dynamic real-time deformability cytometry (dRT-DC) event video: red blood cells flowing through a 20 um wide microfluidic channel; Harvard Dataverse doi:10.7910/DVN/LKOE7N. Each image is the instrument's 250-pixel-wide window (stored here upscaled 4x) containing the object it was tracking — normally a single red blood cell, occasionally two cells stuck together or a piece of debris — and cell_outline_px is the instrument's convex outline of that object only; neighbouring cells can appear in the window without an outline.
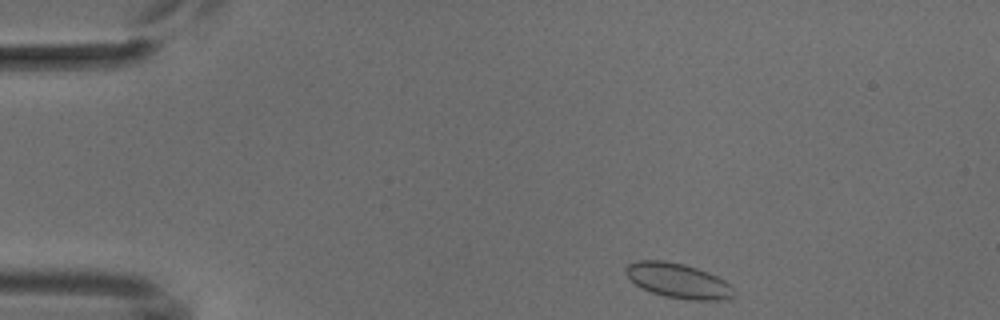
{"species": "common noctule bat (a hibernating species)", "species_latin": "Nyctalus noctula", "temperature_condition": "cold", "stored_images_in_passage": 6, "camera_frame_rate_fps": 3000, "um_per_image_px": 0.085, "animal": {"sex": "male", "body_mass_g": 18.8}, "frame": {"image": 1, "passage_image": 1, "time_ms": 0.0, "image_size_px": [1000, 320], "cell_outline_px": [[736, 296], [724, 300], [688, 300], [664, 296], [652, 292], [636, 284], [624, 272], [624, 268], [628, 264], [636, 260], [664, 260], [684, 264], [708, 272], [724, 280], [736, 292]], "centroid_in_image_um": [57.65, 23.86], "position_along_channel_um": 27.3, "area_um2": 21.96}}
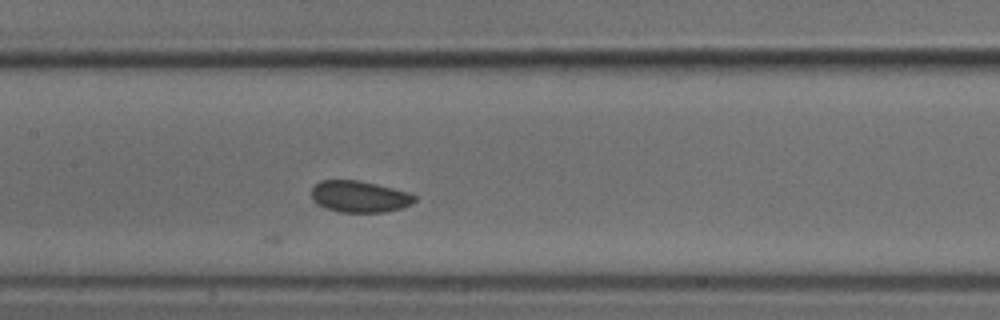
{"frame": {"image": 2, "passage_image": 6, "time_ms": 5.667, "image_size_px": [1000, 320], "cell_outline_px": [[416, 200], [412, 204], [400, 208], [384, 212], [340, 212], [316, 204], [312, 200], [312, 188], [320, 180], [356, 180], [376, 184], [408, 192], [416, 196]], "centroid_in_image_um": [30.55, 16.71], "position_along_channel_um": 176.9, "area_um2": 18.84}}